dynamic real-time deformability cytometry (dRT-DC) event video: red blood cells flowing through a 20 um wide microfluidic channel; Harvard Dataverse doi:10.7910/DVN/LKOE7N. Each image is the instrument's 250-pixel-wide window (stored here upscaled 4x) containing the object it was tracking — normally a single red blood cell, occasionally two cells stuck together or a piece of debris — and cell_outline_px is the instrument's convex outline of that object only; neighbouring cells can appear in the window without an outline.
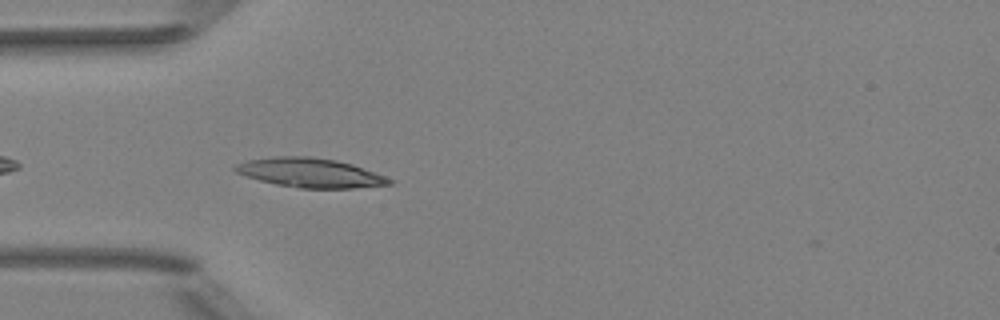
{"species": "Egyptian fruit bat (a non-hibernating species)", "species_latin": "Rousettus aegyptiacus", "temperature_condition": "room temperature", "stored_images_in_passage": 16, "camera_frame_rate_fps": 3000, "um_per_image_px": 0.085, "animal": {"sex": "female"}, "frame": {"image": 1, "passage_image": 3, "time_ms": 0.667, "image_size_px": [1000, 320], "cell_outline_px": [[396, 180], [392, 184], [352, 188], [300, 188], [276, 184], [260, 180], [236, 172], [232, 168], [236, 164], [248, 160], [276, 156], [312, 156], [336, 160], [352, 164]], "centroid_in_image_um": [26.39, 14.68], "position_along_channel_um": 58.6, "area_um2": 26.18}}